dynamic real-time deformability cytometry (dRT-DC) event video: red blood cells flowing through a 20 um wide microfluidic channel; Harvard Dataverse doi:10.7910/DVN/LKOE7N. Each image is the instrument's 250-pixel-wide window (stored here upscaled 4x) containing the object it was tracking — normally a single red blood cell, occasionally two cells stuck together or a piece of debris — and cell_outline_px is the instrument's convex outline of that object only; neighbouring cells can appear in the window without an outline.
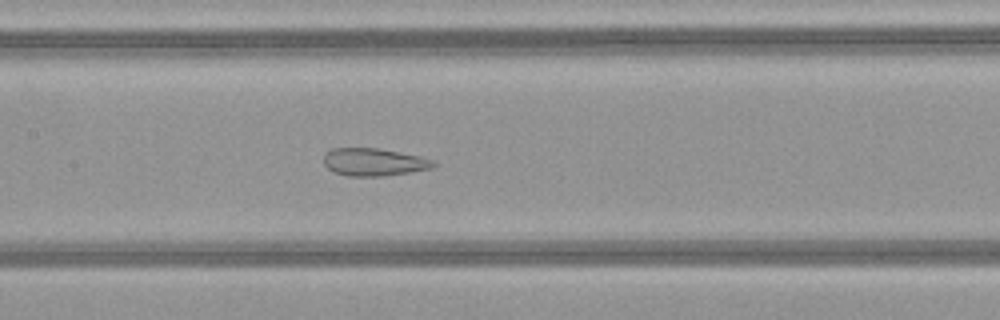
{"species": "common noctule bat (a hibernating species)", "species_latin": "Nyctalus noctula", "temperature_condition": "warm", "stored_images_in_passage": 51, "camera_frame_rate_fps": 3000, "um_per_image_px": 0.085, "animal": {"sex": "female", "body_mass_g": 21.9}, "frame": {"image": 1, "passage_image": 25, "time_ms": 8.0, "image_size_px": [1000, 320], "cell_outline_px": [[436, 164], [432, 168], [412, 172], [384, 176], [348, 176], [336, 172], [328, 168], [324, 164], [324, 152], [332, 148], [380, 148], [420, 156], [432, 160]], "centroid_in_image_um": [31.78, 13.77], "position_along_channel_um": 175.6, "area_um2": 17.74}}
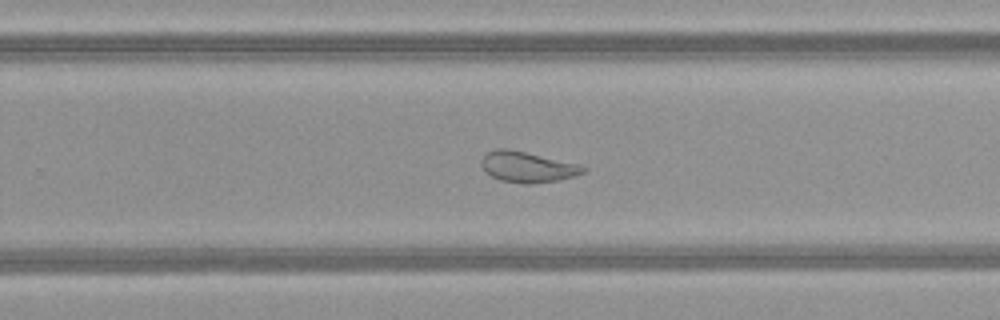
{"frame": {"image": 2, "passage_image": 33, "time_ms": 10.667, "image_size_px": [1000, 320], "cell_outline_px": [[588, 168], [584, 172], [576, 176], [556, 180], [532, 184], [524, 184], [500, 180], [492, 176], [480, 164], [480, 160], [488, 152], [496, 148], [508, 148], [576, 164]], "centroid_in_image_um": [44.81, 14.19], "position_along_channel_um": 285.0, "area_um2": 17.92}}
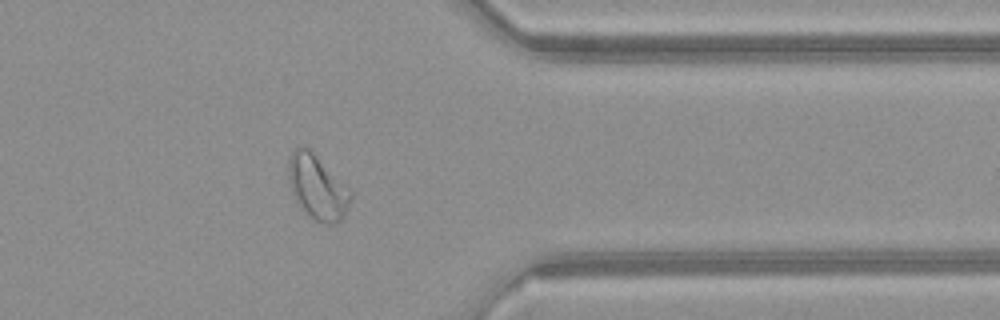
{"frame": {"image": 3, "passage_image": 41, "time_ms": 13.333, "image_size_px": [1000, 320], "cell_outline_px": [[352, 196], [348, 208], [344, 216], [340, 220], [332, 224], [324, 224], [312, 220], [300, 208], [288, 184], [288, 160], [292, 152], [296, 148], [304, 144], [348, 184], [352, 192]], "centroid_in_image_um": [26.99, 15.91], "position_along_channel_um": 384.4, "area_um2": 23.99}}